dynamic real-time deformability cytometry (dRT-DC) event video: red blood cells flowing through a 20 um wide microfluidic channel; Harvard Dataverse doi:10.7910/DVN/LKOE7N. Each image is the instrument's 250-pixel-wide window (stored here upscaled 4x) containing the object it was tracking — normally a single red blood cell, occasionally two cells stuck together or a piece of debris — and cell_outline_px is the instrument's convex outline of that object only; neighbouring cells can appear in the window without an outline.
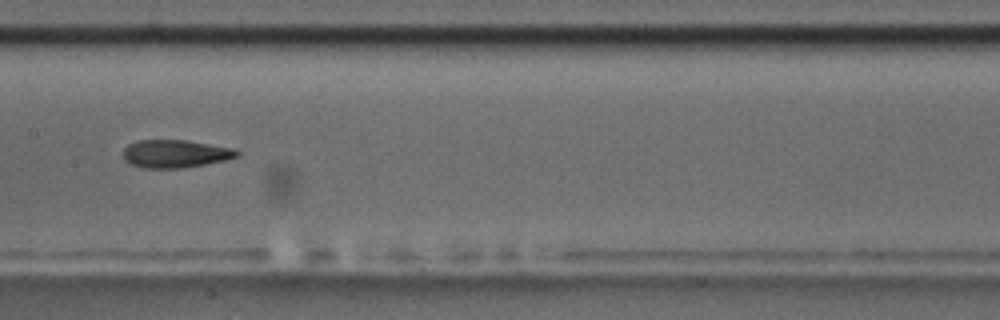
{"species": "common noctule bat (a hibernating species)", "species_latin": "Nyctalus noctula", "temperature_condition": "room temperature", "stored_images_in_passage": 5, "camera_frame_rate_fps": 3000, "um_per_image_px": 0.085, "animal": {"sex": "male", "body_mass_g": 17.5, "forearm_length_mm": 52.3}, "frame": {"image": 1, "passage_image": 5, "time_ms": 4.667, "image_size_px": [1000, 320], "cell_outline_px": [[240, 156], [224, 160], [204, 164], [180, 168], [144, 168], [132, 164], [124, 160], [124, 148], [128, 144], [136, 140], [188, 140], [236, 148], [240, 152]], "centroid_in_image_um": [14.93, 13.05], "position_along_channel_um": 192.5, "area_um2": 18.61}}